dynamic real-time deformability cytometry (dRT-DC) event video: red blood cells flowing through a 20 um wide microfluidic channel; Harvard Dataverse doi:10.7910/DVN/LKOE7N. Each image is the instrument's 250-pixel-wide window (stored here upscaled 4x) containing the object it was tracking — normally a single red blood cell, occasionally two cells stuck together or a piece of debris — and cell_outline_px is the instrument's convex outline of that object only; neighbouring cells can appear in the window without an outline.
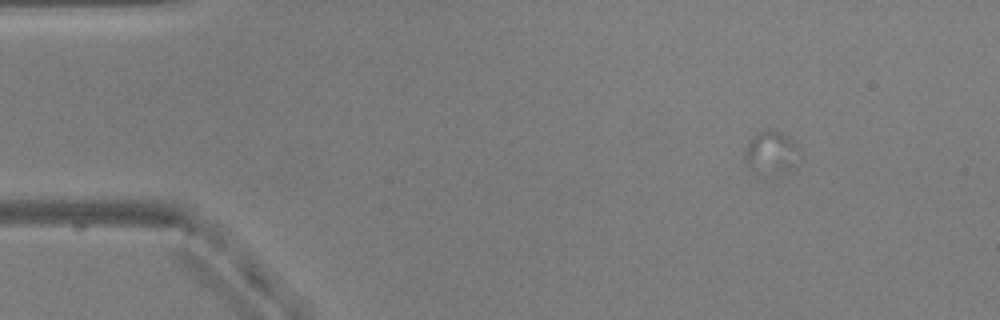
{"species": "common noctule bat (a hibernating species)", "species_latin": "Nyctalus noctula", "temperature_condition": "warm", "stored_images_in_passage": 5, "camera_frame_rate_fps": 3000, "um_per_image_px": 0.085, "animal": {"sex": "male", "body_mass_g": 20.5, "forearm_length_mm": 52.5}, "frame": {"image": 1, "passage_image": 1, "time_ms": 0.0, "image_size_px": [1000, 320], "cell_outline_px": [[800, 160], [796, 164], [788, 168], [744, 160], [744, 156], [748, 140], [752, 136], [764, 128], [772, 128], [788, 136], [796, 144]], "centroid_in_image_um": [65.62, 12.66], "position_along_channel_um": 19.4, "area_um2": 11.56}}